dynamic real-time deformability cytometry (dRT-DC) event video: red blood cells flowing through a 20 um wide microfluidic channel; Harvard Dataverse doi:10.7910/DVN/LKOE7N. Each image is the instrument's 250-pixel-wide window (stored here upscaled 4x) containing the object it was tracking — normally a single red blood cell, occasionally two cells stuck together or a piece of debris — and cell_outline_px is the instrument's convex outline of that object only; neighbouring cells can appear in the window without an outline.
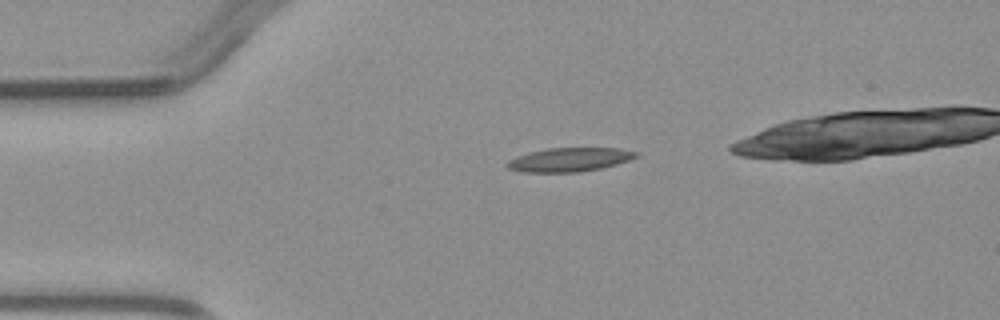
{"species": "common noctule bat (a hibernating species)", "species_latin": "Nyctalus noctula", "temperature_condition": "warm", "stored_images_in_passage": 3, "camera_frame_rate_fps": 3000, "um_per_image_px": 0.085, "animal": {"sex": "male", "body_mass_g": 23.1, "forearm_length_mm": 52.7}, "frame": {"image": 1, "passage_image": 1, "time_ms": 0.0, "image_size_px": [1000, 320], "cell_outline_px": [[640, 156], [616, 164], [600, 168], [580, 172], [524, 172], [508, 168], [504, 164], [508, 160], [516, 156], [548, 148], [620, 148], [640, 152]], "centroid_in_image_um": [48.43, 13.56], "position_along_channel_um": 36.6, "area_um2": 17.92}}